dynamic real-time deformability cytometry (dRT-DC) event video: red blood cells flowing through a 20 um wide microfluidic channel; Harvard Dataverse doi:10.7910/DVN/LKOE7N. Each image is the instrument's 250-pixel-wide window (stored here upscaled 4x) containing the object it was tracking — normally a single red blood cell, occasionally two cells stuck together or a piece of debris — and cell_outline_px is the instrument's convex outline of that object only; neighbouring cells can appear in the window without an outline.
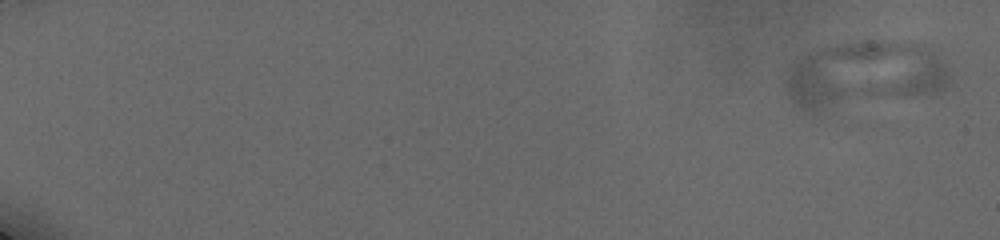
{"species": "human", "species_latin": "Homo sapiens", "temperature_condition": "cold", "stored_images_in_passage": 9, "camera_frame_rate_fps": 3000, "um_per_image_px": 0.085, "donor": {"sex": "male"}, "frame": {"image": 1, "passage_image": 1, "time_ms": 0.0, "image_size_px": [1000, 240], "cell_outline_px": [[952, 76], [948, 84], [940, 92], [812, 120], [804, 116], [784, 92], [784, 80], [792, 68], [804, 56], [832, 44], [860, 40], [912, 40], [932, 48], [944, 64]], "centroid_in_image_um": [73.42, 6.5], "position_along_channel_um": 11.6, "area_um2": 68.72}}
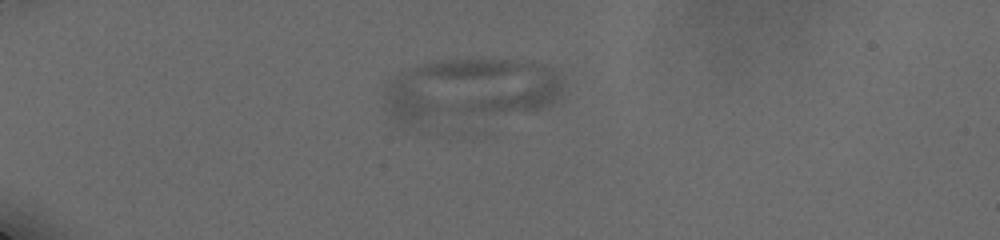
{"frame": {"image": 2, "passage_image": 6, "time_ms": 5.333, "image_size_px": [1000, 240], "cell_outline_px": [[560, 92], [548, 104], [536, 108], [404, 128], [388, 116], [384, 108], [388, 84], [400, 72], [424, 64], [444, 60], [516, 60], [540, 64], [552, 72], [556, 76], [560, 84]], "centroid_in_image_um": [39.74, 7.7], "position_along_channel_um": 45.3, "area_um2": 64.97}}
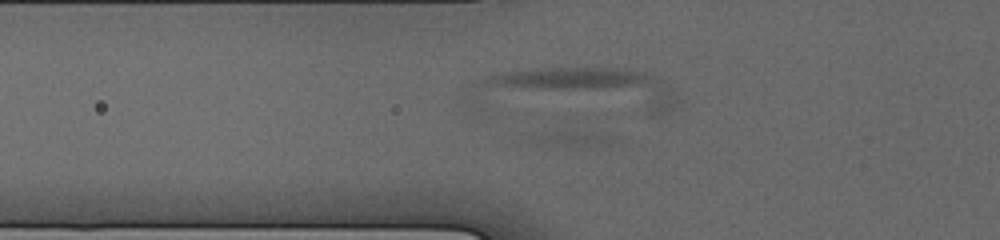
{"frame": {"image": 3, "passage_image": 8, "time_ms": 7.667, "image_size_px": [1000, 240], "cell_outline_px": [[680, 100], [672, 108], [664, 112], [652, 116], [644, 116], [476, 100], [468, 88], [472, 80], [504, 72], [540, 68], [624, 68], [648, 72], [672, 88]], "centroid_in_image_um": [49.26, 7.66], "position_along_channel_um": 76.5, "area_um2": 54.56}}